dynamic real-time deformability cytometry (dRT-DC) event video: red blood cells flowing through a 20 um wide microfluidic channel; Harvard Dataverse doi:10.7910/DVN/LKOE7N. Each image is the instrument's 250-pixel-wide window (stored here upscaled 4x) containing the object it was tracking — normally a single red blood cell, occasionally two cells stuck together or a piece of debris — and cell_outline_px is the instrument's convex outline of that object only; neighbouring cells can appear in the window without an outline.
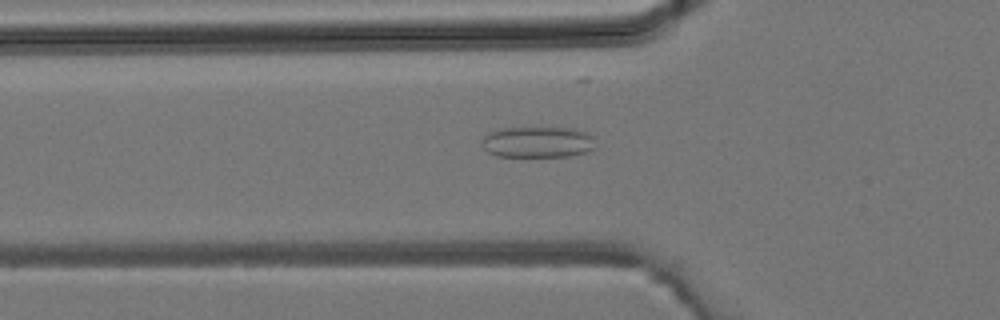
{"species": "common noctule bat (a hibernating species)", "species_latin": "Nyctalus noctula", "temperature_condition": "room temperature", "stored_images_in_passage": 42, "camera_frame_rate_fps": 3000, "um_per_image_px": 0.085, "animal": {"sex": "male", "body_mass_g": 19.2, "forearm_length_mm": 51.8}, "frame": {"image": 1, "passage_image": 14, "time_ms": 4.333, "image_size_px": [1000, 320], "cell_outline_px": [[596, 148], [584, 152], [568, 156], [496, 156], [488, 152], [480, 144], [480, 140], [488, 132], [500, 128], [576, 128], [596, 136]], "centroid_in_image_um": [45.72, 12.06], "position_along_channel_um": 80.1, "area_um2": 20.92}}
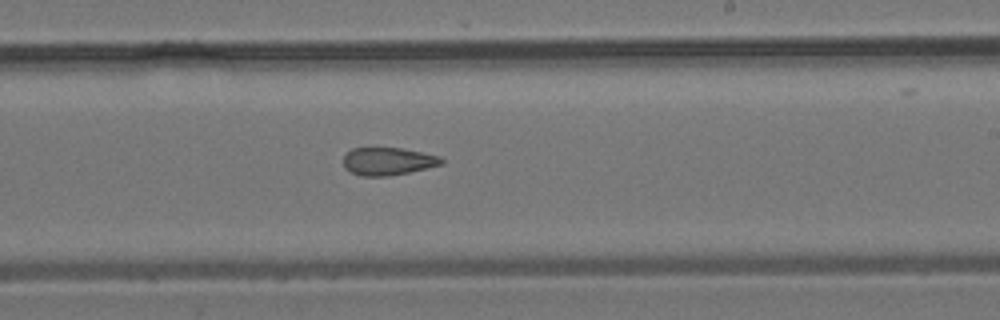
{"frame": {"image": 2, "passage_image": 25, "time_ms": 8.0, "image_size_px": [1000, 320], "cell_outline_px": [[444, 164], [408, 172], [388, 176], [360, 176], [344, 168], [344, 156], [352, 148], [404, 148], [440, 156], [444, 160]], "centroid_in_image_um": [32.99, 13.71], "position_along_channel_um": 256.0, "area_um2": 15.84}}
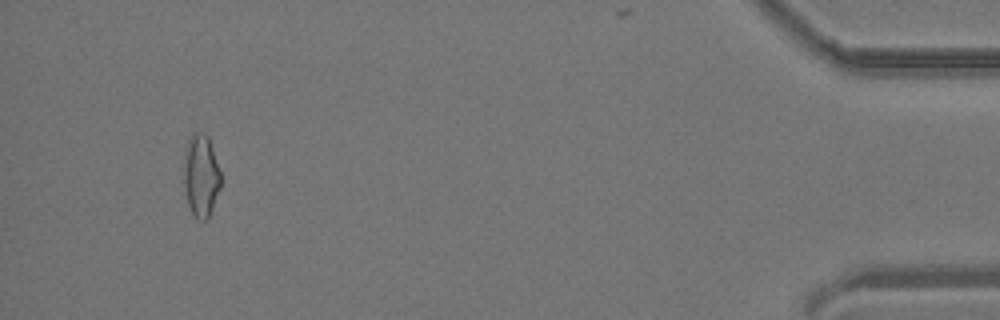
{"frame": {"image": 3, "passage_image": 40, "time_ms": 13.0, "image_size_px": [1000, 320], "cell_outline_px": [[220, 188], [208, 220], [196, 220], [192, 216], [188, 204], [184, 188], [184, 152], [188, 140], [192, 132], [200, 132], [208, 136], [220, 172]], "centroid_in_image_um": [17.06, 14.97], "position_along_channel_um": 418.1, "area_um2": 17.92}}